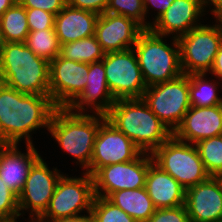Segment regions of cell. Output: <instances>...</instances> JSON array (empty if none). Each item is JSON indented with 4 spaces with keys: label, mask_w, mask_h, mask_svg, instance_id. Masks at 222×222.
I'll return each instance as SVG.
<instances>
[{
    "label": "cell",
    "mask_w": 222,
    "mask_h": 222,
    "mask_svg": "<svg viewBox=\"0 0 222 222\" xmlns=\"http://www.w3.org/2000/svg\"><path fill=\"white\" fill-rule=\"evenodd\" d=\"M209 74L222 82V44L218 49L213 66Z\"/></svg>",
    "instance_id": "74e56055"
},
{
    "label": "cell",
    "mask_w": 222,
    "mask_h": 222,
    "mask_svg": "<svg viewBox=\"0 0 222 222\" xmlns=\"http://www.w3.org/2000/svg\"><path fill=\"white\" fill-rule=\"evenodd\" d=\"M150 153L142 152L136 159L100 168L92 177L95 196L107 198L119 190L144 188L150 163Z\"/></svg>",
    "instance_id": "7c38bea8"
},
{
    "label": "cell",
    "mask_w": 222,
    "mask_h": 222,
    "mask_svg": "<svg viewBox=\"0 0 222 222\" xmlns=\"http://www.w3.org/2000/svg\"><path fill=\"white\" fill-rule=\"evenodd\" d=\"M115 101L106 81L103 60H100L89 63L86 86L67 109L73 113L106 115Z\"/></svg>",
    "instance_id": "e0dca14e"
},
{
    "label": "cell",
    "mask_w": 222,
    "mask_h": 222,
    "mask_svg": "<svg viewBox=\"0 0 222 222\" xmlns=\"http://www.w3.org/2000/svg\"><path fill=\"white\" fill-rule=\"evenodd\" d=\"M91 212L95 222H137L107 198L95 196Z\"/></svg>",
    "instance_id": "f1b7e54d"
},
{
    "label": "cell",
    "mask_w": 222,
    "mask_h": 222,
    "mask_svg": "<svg viewBox=\"0 0 222 222\" xmlns=\"http://www.w3.org/2000/svg\"><path fill=\"white\" fill-rule=\"evenodd\" d=\"M80 174L65 173L60 177L42 219L55 221L91 211L95 198L93 177L87 172Z\"/></svg>",
    "instance_id": "ba28073f"
},
{
    "label": "cell",
    "mask_w": 222,
    "mask_h": 222,
    "mask_svg": "<svg viewBox=\"0 0 222 222\" xmlns=\"http://www.w3.org/2000/svg\"><path fill=\"white\" fill-rule=\"evenodd\" d=\"M99 15L66 4L55 16L54 28L60 45L94 36Z\"/></svg>",
    "instance_id": "44dd1931"
},
{
    "label": "cell",
    "mask_w": 222,
    "mask_h": 222,
    "mask_svg": "<svg viewBox=\"0 0 222 222\" xmlns=\"http://www.w3.org/2000/svg\"><path fill=\"white\" fill-rule=\"evenodd\" d=\"M204 16L200 0H174L150 30L158 35L179 38L202 25Z\"/></svg>",
    "instance_id": "ac0fdd59"
},
{
    "label": "cell",
    "mask_w": 222,
    "mask_h": 222,
    "mask_svg": "<svg viewBox=\"0 0 222 222\" xmlns=\"http://www.w3.org/2000/svg\"><path fill=\"white\" fill-rule=\"evenodd\" d=\"M200 2L205 15L211 14L214 19H222V0H200Z\"/></svg>",
    "instance_id": "8d00e7d4"
},
{
    "label": "cell",
    "mask_w": 222,
    "mask_h": 222,
    "mask_svg": "<svg viewBox=\"0 0 222 222\" xmlns=\"http://www.w3.org/2000/svg\"><path fill=\"white\" fill-rule=\"evenodd\" d=\"M147 222H191L185 205L156 209Z\"/></svg>",
    "instance_id": "d6a6232c"
},
{
    "label": "cell",
    "mask_w": 222,
    "mask_h": 222,
    "mask_svg": "<svg viewBox=\"0 0 222 222\" xmlns=\"http://www.w3.org/2000/svg\"><path fill=\"white\" fill-rule=\"evenodd\" d=\"M142 98L173 133L191 107L189 76L182 74L173 80L148 86Z\"/></svg>",
    "instance_id": "9c48e42d"
},
{
    "label": "cell",
    "mask_w": 222,
    "mask_h": 222,
    "mask_svg": "<svg viewBox=\"0 0 222 222\" xmlns=\"http://www.w3.org/2000/svg\"><path fill=\"white\" fill-rule=\"evenodd\" d=\"M212 19L178 38L183 74L210 72L222 44V19Z\"/></svg>",
    "instance_id": "52a82bcc"
},
{
    "label": "cell",
    "mask_w": 222,
    "mask_h": 222,
    "mask_svg": "<svg viewBox=\"0 0 222 222\" xmlns=\"http://www.w3.org/2000/svg\"><path fill=\"white\" fill-rule=\"evenodd\" d=\"M20 218L18 195L0 178V222H18Z\"/></svg>",
    "instance_id": "4dcf8cb0"
},
{
    "label": "cell",
    "mask_w": 222,
    "mask_h": 222,
    "mask_svg": "<svg viewBox=\"0 0 222 222\" xmlns=\"http://www.w3.org/2000/svg\"><path fill=\"white\" fill-rule=\"evenodd\" d=\"M105 52L95 36L61 45V56L75 62L92 63L104 58Z\"/></svg>",
    "instance_id": "484cf974"
},
{
    "label": "cell",
    "mask_w": 222,
    "mask_h": 222,
    "mask_svg": "<svg viewBox=\"0 0 222 222\" xmlns=\"http://www.w3.org/2000/svg\"><path fill=\"white\" fill-rule=\"evenodd\" d=\"M18 0H0V17L3 13L11 8Z\"/></svg>",
    "instance_id": "ab89813d"
},
{
    "label": "cell",
    "mask_w": 222,
    "mask_h": 222,
    "mask_svg": "<svg viewBox=\"0 0 222 222\" xmlns=\"http://www.w3.org/2000/svg\"><path fill=\"white\" fill-rule=\"evenodd\" d=\"M222 135V104L212 107L191 106L173 136L196 144L200 140Z\"/></svg>",
    "instance_id": "d6986e66"
},
{
    "label": "cell",
    "mask_w": 222,
    "mask_h": 222,
    "mask_svg": "<svg viewBox=\"0 0 222 222\" xmlns=\"http://www.w3.org/2000/svg\"><path fill=\"white\" fill-rule=\"evenodd\" d=\"M51 222H95L92 212H88L82 215H76L72 217L62 218Z\"/></svg>",
    "instance_id": "f35d334b"
},
{
    "label": "cell",
    "mask_w": 222,
    "mask_h": 222,
    "mask_svg": "<svg viewBox=\"0 0 222 222\" xmlns=\"http://www.w3.org/2000/svg\"><path fill=\"white\" fill-rule=\"evenodd\" d=\"M109 0H67V4L74 8L88 10L98 15L105 13Z\"/></svg>",
    "instance_id": "d590c367"
},
{
    "label": "cell",
    "mask_w": 222,
    "mask_h": 222,
    "mask_svg": "<svg viewBox=\"0 0 222 222\" xmlns=\"http://www.w3.org/2000/svg\"><path fill=\"white\" fill-rule=\"evenodd\" d=\"M105 12L130 18L143 29H146V15L143 0H109Z\"/></svg>",
    "instance_id": "f546056e"
},
{
    "label": "cell",
    "mask_w": 222,
    "mask_h": 222,
    "mask_svg": "<svg viewBox=\"0 0 222 222\" xmlns=\"http://www.w3.org/2000/svg\"><path fill=\"white\" fill-rule=\"evenodd\" d=\"M25 44L38 56L48 62L61 54V45L55 29L30 31Z\"/></svg>",
    "instance_id": "4316f807"
},
{
    "label": "cell",
    "mask_w": 222,
    "mask_h": 222,
    "mask_svg": "<svg viewBox=\"0 0 222 222\" xmlns=\"http://www.w3.org/2000/svg\"><path fill=\"white\" fill-rule=\"evenodd\" d=\"M142 151L111 122L105 119L97 131L89 168L93 176L100 168L136 159Z\"/></svg>",
    "instance_id": "4fadbf2b"
},
{
    "label": "cell",
    "mask_w": 222,
    "mask_h": 222,
    "mask_svg": "<svg viewBox=\"0 0 222 222\" xmlns=\"http://www.w3.org/2000/svg\"><path fill=\"white\" fill-rule=\"evenodd\" d=\"M105 119L102 114L73 113L67 108H57L45 133L85 172L91 163L97 131Z\"/></svg>",
    "instance_id": "3957f363"
},
{
    "label": "cell",
    "mask_w": 222,
    "mask_h": 222,
    "mask_svg": "<svg viewBox=\"0 0 222 222\" xmlns=\"http://www.w3.org/2000/svg\"><path fill=\"white\" fill-rule=\"evenodd\" d=\"M151 156L157 166L185 189L204 182L210 177L195 144L180 141L173 135L155 149Z\"/></svg>",
    "instance_id": "8992f818"
},
{
    "label": "cell",
    "mask_w": 222,
    "mask_h": 222,
    "mask_svg": "<svg viewBox=\"0 0 222 222\" xmlns=\"http://www.w3.org/2000/svg\"><path fill=\"white\" fill-rule=\"evenodd\" d=\"M27 23L30 31L55 29V15L35 8H26Z\"/></svg>",
    "instance_id": "1f68e13d"
},
{
    "label": "cell",
    "mask_w": 222,
    "mask_h": 222,
    "mask_svg": "<svg viewBox=\"0 0 222 222\" xmlns=\"http://www.w3.org/2000/svg\"><path fill=\"white\" fill-rule=\"evenodd\" d=\"M105 116L145 153L151 154L173 135L143 98L117 99Z\"/></svg>",
    "instance_id": "7a4b0ae2"
},
{
    "label": "cell",
    "mask_w": 222,
    "mask_h": 222,
    "mask_svg": "<svg viewBox=\"0 0 222 222\" xmlns=\"http://www.w3.org/2000/svg\"><path fill=\"white\" fill-rule=\"evenodd\" d=\"M133 49L147 87L173 80L183 74L178 38L144 29Z\"/></svg>",
    "instance_id": "5b68a950"
},
{
    "label": "cell",
    "mask_w": 222,
    "mask_h": 222,
    "mask_svg": "<svg viewBox=\"0 0 222 222\" xmlns=\"http://www.w3.org/2000/svg\"><path fill=\"white\" fill-rule=\"evenodd\" d=\"M185 206L191 222H222V177L187 188Z\"/></svg>",
    "instance_id": "9a60e30c"
},
{
    "label": "cell",
    "mask_w": 222,
    "mask_h": 222,
    "mask_svg": "<svg viewBox=\"0 0 222 222\" xmlns=\"http://www.w3.org/2000/svg\"><path fill=\"white\" fill-rule=\"evenodd\" d=\"M143 30L130 18L105 12L98 17L94 36L105 53L119 52L133 48Z\"/></svg>",
    "instance_id": "2e32d148"
},
{
    "label": "cell",
    "mask_w": 222,
    "mask_h": 222,
    "mask_svg": "<svg viewBox=\"0 0 222 222\" xmlns=\"http://www.w3.org/2000/svg\"><path fill=\"white\" fill-rule=\"evenodd\" d=\"M107 199L137 222H147L156 210L145 187L119 190L111 193Z\"/></svg>",
    "instance_id": "603a6c76"
},
{
    "label": "cell",
    "mask_w": 222,
    "mask_h": 222,
    "mask_svg": "<svg viewBox=\"0 0 222 222\" xmlns=\"http://www.w3.org/2000/svg\"><path fill=\"white\" fill-rule=\"evenodd\" d=\"M48 164L50 163L43 156L32 164L24 188L18 195L20 217L25 221L27 212L29 217H39L46 211L57 183L65 173L57 169L58 167L53 166L51 169Z\"/></svg>",
    "instance_id": "8fae6325"
},
{
    "label": "cell",
    "mask_w": 222,
    "mask_h": 222,
    "mask_svg": "<svg viewBox=\"0 0 222 222\" xmlns=\"http://www.w3.org/2000/svg\"><path fill=\"white\" fill-rule=\"evenodd\" d=\"M188 76L191 106L212 107L222 104V95H219L222 92L220 90L222 82L213 76L209 77L208 73L189 74Z\"/></svg>",
    "instance_id": "cb8c5ba5"
},
{
    "label": "cell",
    "mask_w": 222,
    "mask_h": 222,
    "mask_svg": "<svg viewBox=\"0 0 222 222\" xmlns=\"http://www.w3.org/2000/svg\"><path fill=\"white\" fill-rule=\"evenodd\" d=\"M25 8H35L47 11L55 16L67 4V0H18Z\"/></svg>",
    "instance_id": "e575fe53"
},
{
    "label": "cell",
    "mask_w": 222,
    "mask_h": 222,
    "mask_svg": "<svg viewBox=\"0 0 222 222\" xmlns=\"http://www.w3.org/2000/svg\"><path fill=\"white\" fill-rule=\"evenodd\" d=\"M56 109L50 96L21 93L0 82V144H34L32 135L48 131Z\"/></svg>",
    "instance_id": "6da1fadb"
},
{
    "label": "cell",
    "mask_w": 222,
    "mask_h": 222,
    "mask_svg": "<svg viewBox=\"0 0 222 222\" xmlns=\"http://www.w3.org/2000/svg\"><path fill=\"white\" fill-rule=\"evenodd\" d=\"M0 144V178L17 195L24 188L32 164L41 156L35 144Z\"/></svg>",
    "instance_id": "ffe728a7"
},
{
    "label": "cell",
    "mask_w": 222,
    "mask_h": 222,
    "mask_svg": "<svg viewBox=\"0 0 222 222\" xmlns=\"http://www.w3.org/2000/svg\"><path fill=\"white\" fill-rule=\"evenodd\" d=\"M195 146L207 173L222 177V135L200 140Z\"/></svg>",
    "instance_id": "83f0119b"
},
{
    "label": "cell",
    "mask_w": 222,
    "mask_h": 222,
    "mask_svg": "<svg viewBox=\"0 0 222 222\" xmlns=\"http://www.w3.org/2000/svg\"><path fill=\"white\" fill-rule=\"evenodd\" d=\"M27 220L29 222H51V221H47L45 219H42L40 216L39 217H29L28 216Z\"/></svg>",
    "instance_id": "b9f144b4"
},
{
    "label": "cell",
    "mask_w": 222,
    "mask_h": 222,
    "mask_svg": "<svg viewBox=\"0 0 222 222\" xmlns=\"http://www.w3.org/2000/svg\"><path fill=\"white\" fill-rule=\"evenodd\" d=\"M5 45H6V40L4 38L3 32L1 31V27H0V62L3 56Z\"/></svg>",
    "instance_id": "60d3db41"
},
{
    "label": "cell",
    "mask_w": 222,
    "mask_h": 222,
    "mask_svg": "<svg viewBox=\"0 0 222 222\" xmlns=\"http://www.w3.org/2000/svg\"><path fill=\"white\" fill-rule=\"evenodd\" d=\"M0 27L6 42H25L30 32L26 8L16 2L0 17Z\"/></svg>",
    "instance_id": "d4e9b609"
},
{
    "label": "cell",
    "mask_w": 222,
    "mask_h": 222,
    "mask_svg": "<svg viewBox=\"0 0 222 222\" xmlns=\"http://www.w3.org/2000/svg\"><path fill=\"white\" fill-rule=\"evenodd\" d=\"M89 63L75 62L58 55L50 62V98L57 108H67L84 90Z\"/></svg>",
    "instance_id": "5bb4252c"
},
{
    "label": "cell",
    "mask_w": 222,
    "mask_h": 222,
    "mask_svg": "<svg viewBox=\"0 0 222 222\" xmlns=\"http://www.w3.org/2000/svg\"><path fill=\"white\" fill-rule=\"evenodd\" d=\"M103 60L106 81L113 98H142L147 88L133 48L106 53Z\"/></svg>",
    "instance_id": "30bf717a"
},
{
    "label": "cell",
    "mask_w": 222,
    "mask_h": 222,
    "mask_svg": "<svg viewBox=\"0 0 222 222\" xmlns=\"http://www.w3.org/2000/svg\"><path fill=\"white\" fill-rule=\"evenodd\" d=\"M145 189L156 209L185 205L186 189L153 161L148 168Z\"/></svg>",
    "instance_id": "7402d4cb"
},
{
    "label": "cell",
    "mask_w": 222,
    "mask_h": 222,
    "mask_svg": "<svg viewBox=\"0 0 222 222\" xmlns=\"http://www.w3.org/2000/svg\"><path fill=\"white\" fill-rule=\"evenodd\" d=\"M173 1L174 0H143V2H144V12H145V15H146V29H150V26L161 15H163L166 12V10L170 7V5L173 3ZM150 9H152V11ZM150 12L151 13L154 12V13H152L153 15ZM150 15H151L152 19H150Z\"/></svg>",
    "instance_id": "836d02e7"
},
{
    "label": "cell",
    "mask_w": 222,
    "mask_h": 222,
    "mask_svg": "<svg viewBox=\"0 0 222 222\" xmlns=\"http://www.w3.org/2000/svg\"><path fill=\"white\" fill-rule=\"evenodd\" d=\"M50 62L38 57L25 42H6L0 62V82L18 92L50 96Z\"/></svg>",
    "instance_id": "277c9868"
}]
</instances>
